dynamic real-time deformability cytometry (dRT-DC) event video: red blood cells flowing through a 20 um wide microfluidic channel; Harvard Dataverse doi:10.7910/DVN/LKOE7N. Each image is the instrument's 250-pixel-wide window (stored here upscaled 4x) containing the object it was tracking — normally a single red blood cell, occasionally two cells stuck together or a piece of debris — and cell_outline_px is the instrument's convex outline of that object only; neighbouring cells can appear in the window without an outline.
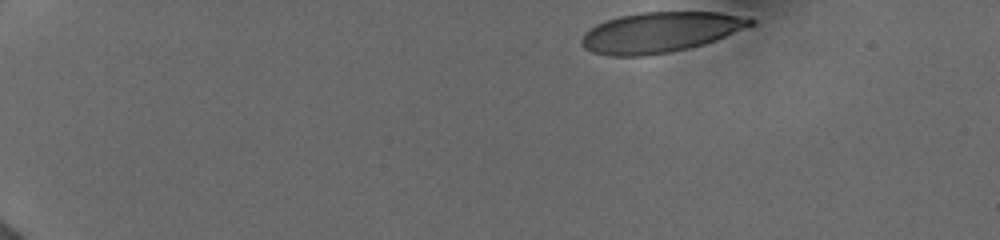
{"species": "human", "species_latin": "Homo sapiens", "temperature_condition": "cold", "stored_images_in_passage": 59, "camera_frame_rate_fps": 3000, "um_per_image_px": 0.085, "donor": {"sex": "female"}, "frame": {"image": 1, "passage_image": 1, "time_ms": 0.0, "image_size_px": [1000, 240], "cell_outline_px": [[756, 24], [716, 40], [704, 44], [688, 48], [668, 52], [644, 56], [608, 56], [592, 52], [584, 48], [580, 44], [580, 40], [584, 32], [588, 28], [596, 24], [620, 16], [640, 12], [720, 12], [752, 16], [756, 20]], "centroid_in_image_um": [56.15, 2.73], "position_along_channel_um": 28.8, "area_um2": 40.23}}
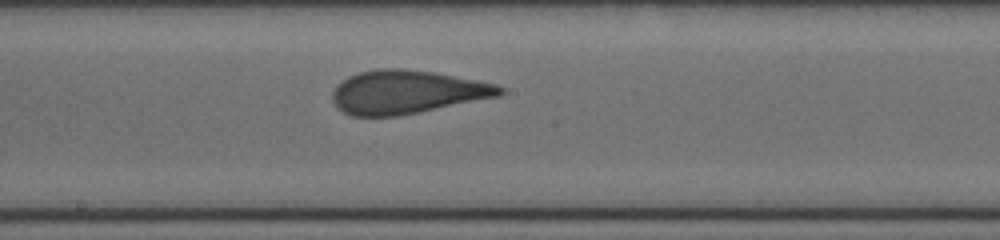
{"frame": {"image": 2, "passage_image": 34, "time_ms": 7.667, "image_size_px": [1000, 240], "cell_outline_px": [[504, 92], [500, 96], [396, 116], [352, 116], [344, 112], [332, 100], [332, 92], [336, 84], [348, 76], [360, 72], [380, 68], [400, 68], [432, 72], [476, 80], [496, 84], [504, 88]], "centroid_in_image_um": [34.56, 7.81], "position_along_channel_um": 213.6, "area_um2": 42.02}}
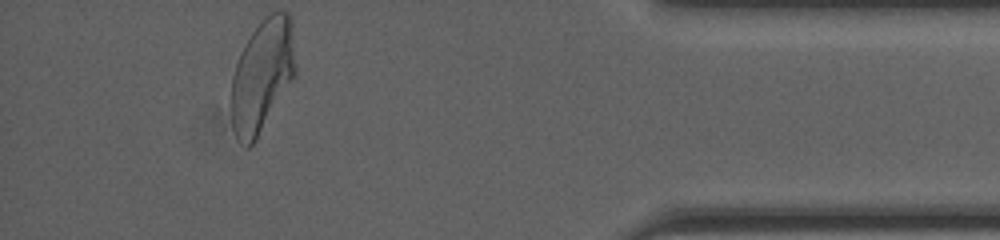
{"frame": {"image": 3, "passage_image": 58, "time_ms": 13.667, "image_size_px": [1000, 240], "cell_outline_px": [[296, 76], [256, 140], [252, 144], [248, 144], [236, 136], [232, 128], [232, 76], [240, 52], [252, 32], [260, 20], [264, 16], [272, 12], [288, 12], [292, 24], [296, 68]], "centroid_in_image_um": [22.32, 6.38], "position_along_channel_um": 412.9, "area_um2": 42.02}, "authors_computed_cell_mechanics": {"area_um2": 41.7316, "velocity_mm_per_s": 3.9215, "shape_relaxation_time_tau1_ms": 6.2922, "shape_relaxation_time_tau2_ms": 0.7782, "deformation_change_tau1": 0.2033, "deformation_change_tau2": 0.0673}}